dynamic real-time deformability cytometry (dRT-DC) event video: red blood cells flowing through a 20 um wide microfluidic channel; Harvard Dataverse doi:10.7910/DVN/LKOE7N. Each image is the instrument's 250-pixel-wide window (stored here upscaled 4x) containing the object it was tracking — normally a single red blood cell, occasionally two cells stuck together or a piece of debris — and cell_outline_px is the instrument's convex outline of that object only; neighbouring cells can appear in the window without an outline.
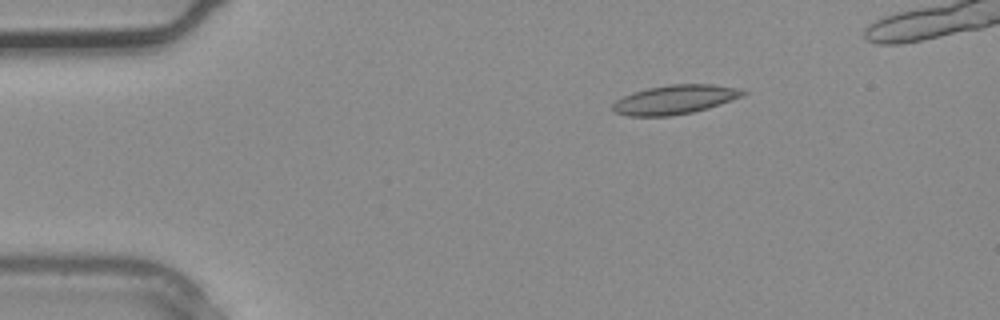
{"species": "common noctule bat (a hibernating species)", "species_latin": "Nyctalus noctula", "temperature_condition": "warm", "stored_images_in_passage": 4, "camera_frame_rate_fps": 3000, "um_per_image_px": 0.085, "animal": {"sex": "male", "body_mass_g": 20.4}, "frame": {"image": 1, "passage_image": 2, "time_ms": 0.333, "image_size_px": [1000, 320], "cell_outline_px": [[748, 92], [732, 100], [708, 108], [692, 112], [672, 116], [628, 116], [616, 112], [612, 108], [612, 104], [616, 100], [632, 92], [648, 88], [672, 84], [712, 84], [736, 88]], "centroid_in_image_um": [57.34, 8.47], "position_along_channel_um": 27.7, "area_um2": 21.91}}